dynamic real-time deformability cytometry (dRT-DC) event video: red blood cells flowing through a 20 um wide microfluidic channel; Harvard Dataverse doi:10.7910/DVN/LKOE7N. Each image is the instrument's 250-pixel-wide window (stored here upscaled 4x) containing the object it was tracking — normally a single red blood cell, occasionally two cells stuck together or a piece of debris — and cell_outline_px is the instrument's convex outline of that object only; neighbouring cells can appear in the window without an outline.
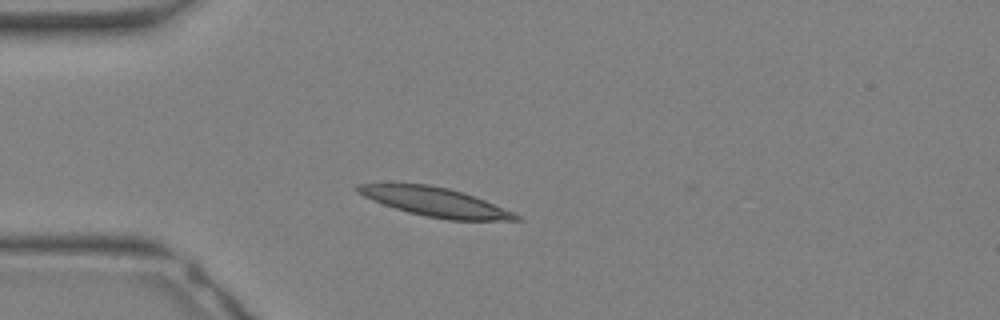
{"species": "Egyptian fruit bat (a non-hibernating species)", "species_latin": "Rousettus aegyptiacus", "temperature_condition": "warm", "stored_images_in_passage": 27, "camera_frame_rate_fps": 3000, "um_per_image_px": 0.085, "animal": {"sex": "female"}, "frame": {"image": 1, "passage_image": 5, "time_ms": 1.333, "image_size_px": [1000, 320], "cell_outline_px": [[524, 220], [448, 220], [408, 212], [372, 200], [356, 192], [352, 188], [356, 184], [428, 184], [448, 188], [464, 192], [484, 200], [512, 212], [520, 216]], "centroid_in_image_um": [36.97, 17.16], "position_along_channel_um": 48.0, "area_um2": 26.36}}
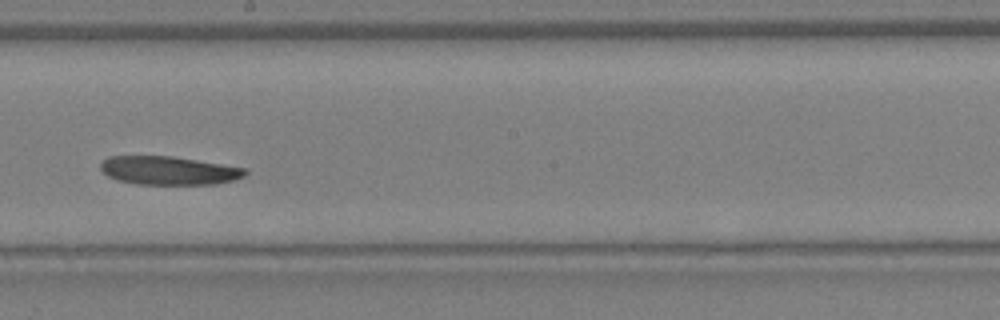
{"frame": {"image": 2, "passage_image": 15, "time_ms": 4.667, "image_size_px": [1000, 320], "cell_outline_px": [[248, 172], [244, 176], [236, 180], [216, 184], [136, 184], [116, 180], [108, 176], [100, 168], [100, 164], [108, 156], [172, 156], [244, 168]], "centroid_in_image_um": [14.33, 14.5], "position_along_channel_um": 233.9, "area_um2": 23.93}}
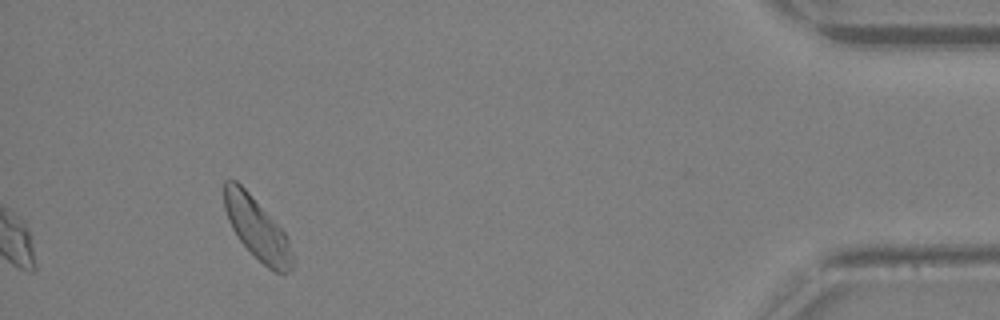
{"frame": {"image": 3, "passage_image": 27, "time_ms": 8.667, "image_size_px": [1000, 320], "cell_outline_px": [[292, 268], [288, 272], [276, 272], [268, 268], [236, 236], [228, 220], [224, 208], [224, 180], [236, 180], [248, 192], [284, 232], [288, 240], [292, 252]], "centroid_in_image_um": [21.81, 19.41], "position_along_channel_um": 413.4, "area_um2": 23.81}}